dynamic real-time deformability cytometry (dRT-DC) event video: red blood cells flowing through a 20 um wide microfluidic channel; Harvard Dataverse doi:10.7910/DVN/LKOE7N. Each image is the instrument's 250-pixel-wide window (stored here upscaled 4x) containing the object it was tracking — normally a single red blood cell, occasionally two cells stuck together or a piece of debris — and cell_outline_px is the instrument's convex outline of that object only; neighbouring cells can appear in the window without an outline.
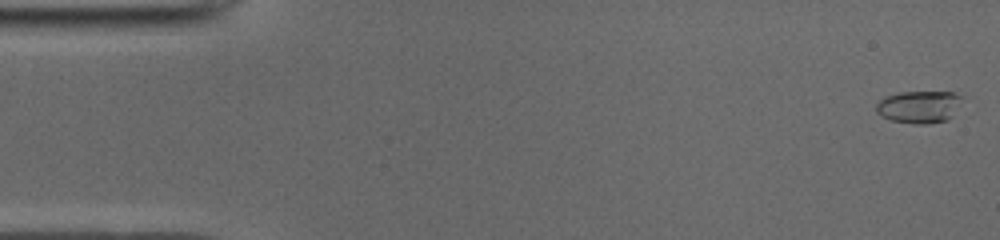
{"species": "common noctule bat (a hibernating species)", "species_latin": "Nyctalus noctula", "temperature_condition": "cold", "stored_images_in_passage": 51, "camera_frame_rate_fps": 3000, "um_per_image_px": 0.085, "animal": {"sex": "male", "body_mass_g": 19.0, "forearm_length_mm": 50.8}, "frame": {"image": 1, "passage_image": 1, "time_ms": 0.0, "image_size_px": [1000, 240], "cell_outline_px": [[960, 96], [948, 120], [928, 124], [916, 124], [892, 120], [876, 112], [876, 104], [884, 96], [900, 92], [952, 92]], "centroid_in_image_um": [78.03, 9.08], "position_along_channel_um": 7.0, "area_um2": 15.66}}
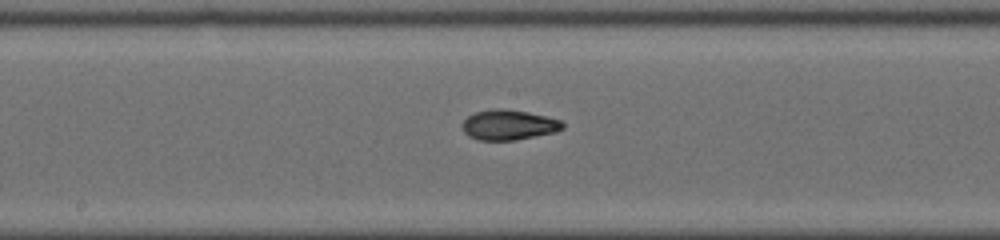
{"frame": {"image": 2, "passage_image": 26, "time_ms": 8.333, "image_size_px": [1000, 240], "cell_outline_px": [[564, 128], [556, 132], [516, 140], [480, 140], [468, 136], [464, 132], [464, 120], [468, 116], [476, 112], [492, 108], [500, 108], [528, 112], [560, 120], [564, 124]], "centroid_in_image_um": [43.25, 10.62], "position_along_channel_um": 204.9, "area_um2": 17.51}}
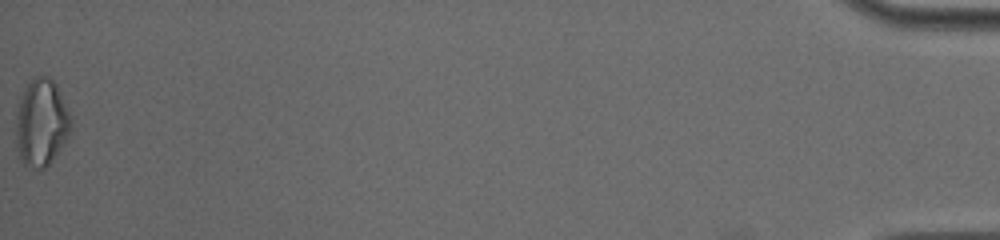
{"frame": {"image": 3, "passage_image": 51, "time_ms": 16.667, "image_size_px": [1000, 240], "cell_outline_px": [[72, 132], [52, 160], [40, 172], [24, 164], [20, 156], [16, 140], [16, 108], [24, 84], [36, 76], [48, 76], [56, 84], [72, 116]], "centroid_in_image_um": [3.53, 10.4], "position_along_channel_um": 431.7, "area_um2": 28.55}, "authors_computed_cell_mechanics": {"area_um2": 17.34, "velocity_mm_per_s": 3.9584, "shape_relaxation_time_tau1_ms": 7.5142, "shape_relaxation_time_tau2_ms": 1.9865, "deformation_change_tau1": 0.2449, "deformation_change_tau2": 0.075}}